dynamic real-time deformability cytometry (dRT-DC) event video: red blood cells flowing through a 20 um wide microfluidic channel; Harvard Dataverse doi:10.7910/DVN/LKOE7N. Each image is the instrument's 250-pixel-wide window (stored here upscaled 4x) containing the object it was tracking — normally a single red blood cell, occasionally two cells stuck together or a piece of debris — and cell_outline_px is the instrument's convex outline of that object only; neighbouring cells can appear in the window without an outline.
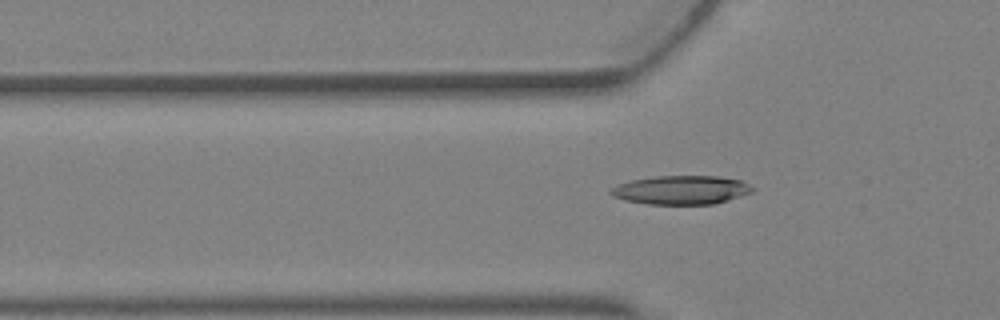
{"species": "Egyptian fruit bat (a non-hibernating species)", "species_latin": "Rousettus aegyptiacus", "temperature_condition": "warm", "stored_images_in_passage": 6, "camera_frame_rate_fps": 3000, "um_per_image_px": 0.085, "animal": {"sex": "female"}, "frame": {"image": 1, "passage_image": 5, "time_ms": 1.333, "image_size_px": [1000, 320], "cell_outline_px": [[756, 188], [752, 192], [728, 200], [712, 204], [648, 204], [624, 200], [612, 196], [608, 192], [612, 188], [620, 184], [632, 180], [656, 176], [720, 176], [740, 180]], "centroid_in_image_um": [57.91, 16.15], "position_along_channel_um": 67.9, "area_um2": 23.7}}
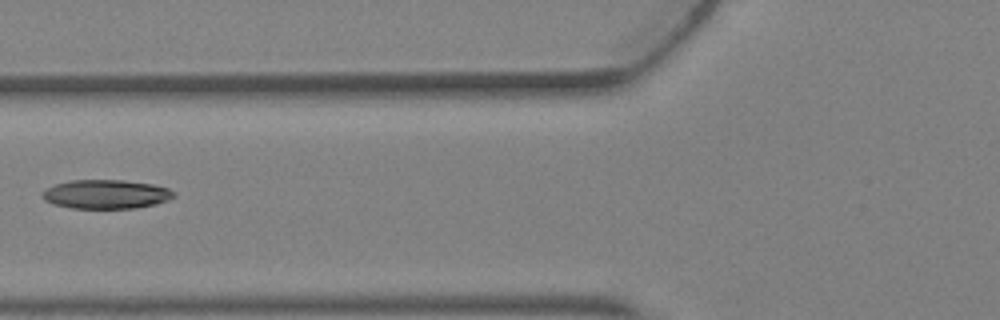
{"frame": {"image": 2, "passage_image": 6, "time_ms": 1.667, "image_size_px": [1000, 320], "cell_outline_px": [[176, 196], [168, 200], [156, 204], [136, 208], [72, 208], [52, 204], [44, 200], [40, 196], [40, 192], [44, 188], [56, 184], [72, 180], [124, 180], [152, 184], [168, 188], [176, 192]], "centroid_in_image_um": [8.99, 16.51], "position_along_channel_um": 116.8, "area_um2": 22.48}}